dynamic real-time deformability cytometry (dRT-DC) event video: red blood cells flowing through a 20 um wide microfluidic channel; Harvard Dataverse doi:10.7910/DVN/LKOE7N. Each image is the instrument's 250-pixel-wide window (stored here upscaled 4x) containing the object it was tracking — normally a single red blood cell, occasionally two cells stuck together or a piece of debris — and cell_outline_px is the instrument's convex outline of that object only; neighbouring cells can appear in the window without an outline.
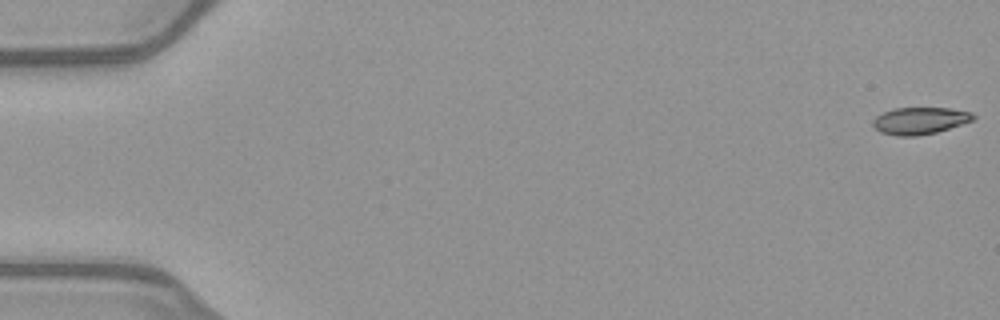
{"species": "common noctule bat (a hibernating species)", "species_latin": "Nyctalus noctula", "temperature_condition": "warm", "stored_images_in_passage": 52, "camera_frame_rate_fps": 3000, "um_per_image_px": 0.085, "animal": {"sex": "female", "body_mass_g": 21.9}, "frame": {"image": 1, "passage_image": 1, "time_ms": 0.0, "image_size_px": [1000, 320], "cell_outline_px": [[976, 116], [972, 120], [936, 132], [916, 136], [896, 136], [880, 132], [872, 124], [872, 120], [876, 116], [884, 112], [896, 108], [948, 108], [972, 112]], "centroid_in_image_um": [78.16, 10.26], "position_along_channel_um": 6.8, "area_um2": 15.61}}
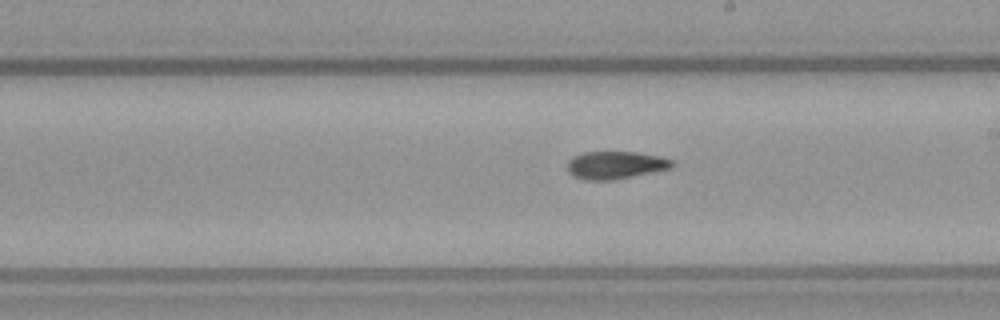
{"frame": {"image": 2, "passage_image": 30, "time_ms": 9.667, "image_size_px": [1000, 320], "cell_outline_px": [[676, 164], [672, 168], [616, 180], [584, 180], [572, 176], [568, 172], [568, 160], [572, 156], [584, 152], [636, 152], [660, 156], [672, 160]], "centroid_in_image_um": [52.32, 14.04], "position_along_channel_um": 236.7, "area_um2": 17.17}}
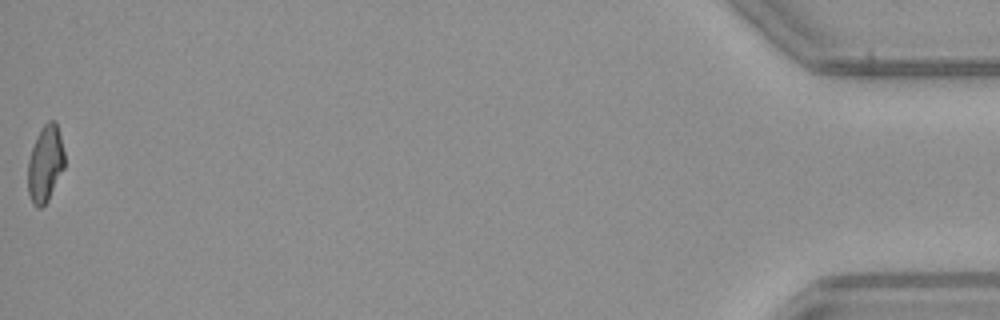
{"frame": {"image": 3, "passage_image": 52, "time_ms": 17.0, "image_size_px": [1000, 320], "cell_outline_px": [[64, 168], [48, 200], [40, 208], [36, 208], [32, 204], [28, 192], [28, 160], [32, 148], [40, 128], [48, 120], [56, 120], [64, 152]], "centroid_in_image_um": [3.84, 13.92], "position_along_channel_um": 431.4, "area_um2": 16.36}, "authors_computed_cell_mechanics": {"area_um2": 16.9354, "velocity_mm_per_s": 4.0358, "shape_relaxation_time_tau1_ms": 7.9158, "shape_relaxation_time_tau2_ms": 5.8239, "deformation_change_tau1": 0.2081, "deformation_change_tau2": 0.1308}}